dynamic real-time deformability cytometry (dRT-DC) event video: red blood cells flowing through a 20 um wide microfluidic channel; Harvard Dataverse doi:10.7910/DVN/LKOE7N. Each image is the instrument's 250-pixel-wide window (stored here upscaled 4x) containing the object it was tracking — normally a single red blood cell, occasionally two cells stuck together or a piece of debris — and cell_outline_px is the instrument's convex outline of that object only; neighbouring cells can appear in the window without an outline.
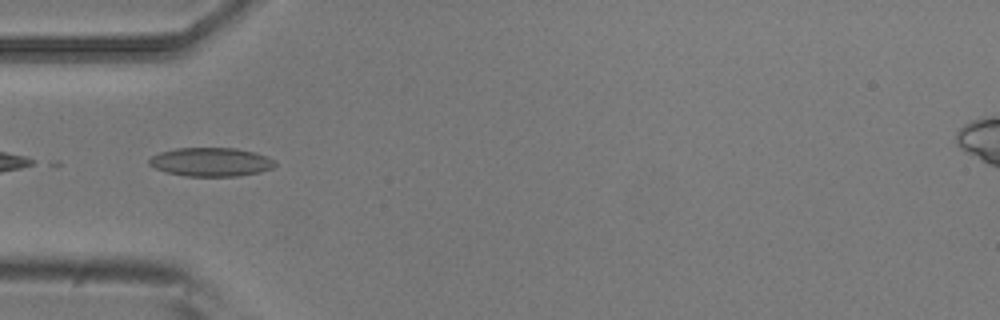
{"species": "common noctule bat (a hibernating species)", "species_latin": "Nyctalus noctula", "temperature_condition": "room temperature", "stored_images_in_passage": 9, "camera_frame_rate_fps": 3000, "um_per_image_px": 0.085, "animal": {"sex": "male", "body_mass_g": 20.5, "forearm_length_mm": 52.5}, "frame": {"image": 1, "passage_image": 3, "time_ms": 0.667, "image_size_px": [1000, 320], "cell_outline_px": [[276, 164], [272, 168], [260, 172], [236, 176], [184, 176], [168, 172], [156, 168], [148, 164], [148, 160], [152, 156], [160, 152], [176, 148], [236, 148], [256, 152], [268, 156], [276, 160]], "centroid_in_image_um": [17.96, 13.76], "position_along_channel_um": 67.0, "area_um2": 21.15}}
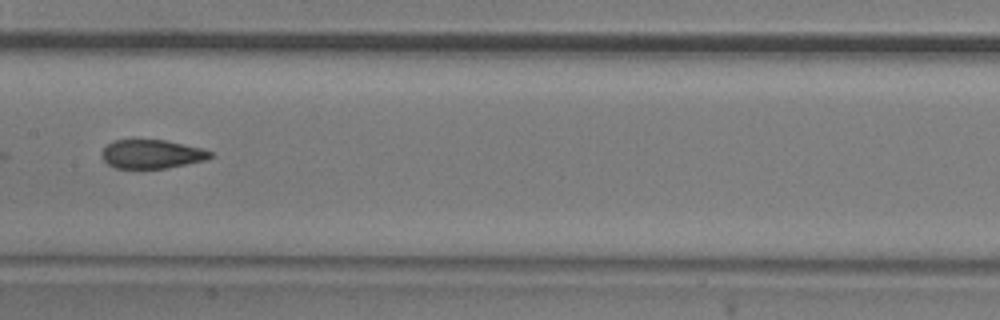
{"frame": {"image": 2, "passage_image": 6, "time_ms": 1.667, "image_size_px": [1000, 320], "cell_outline_px": [[212, 156], [204, 160], [164, 168], [116, 168], [108, 164], [100, 156], [100, 152], [108, 144], [116, 140], [164, 140], [204, 148], [212, 152]], "centroid_in_image_um": [12.88, 13.09], "position_along_channel_um": 194.5, "area_um2": 18.03}}
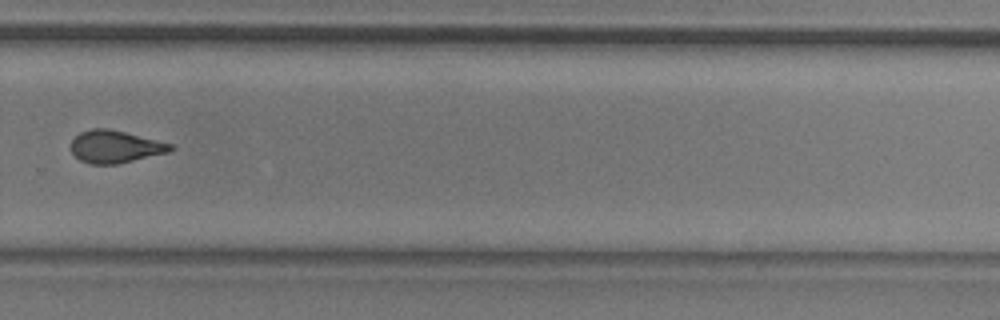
{"frame": {"image": 3, "passage_image": 9, "time_ms": 2.667, "image_size_px": [1000, 320], "cell_outline_px": [[176, 148], [168, 152], [116, 164], [88, 164], [80, 160], [72, 152], [72, 140], [80, 132], [92, 128], [108, 128], [172, 144]], "centroid_in_image_um": [9.77, 12.47], "position_along_channel_um": 320.0, "area_um2": 18.55}}